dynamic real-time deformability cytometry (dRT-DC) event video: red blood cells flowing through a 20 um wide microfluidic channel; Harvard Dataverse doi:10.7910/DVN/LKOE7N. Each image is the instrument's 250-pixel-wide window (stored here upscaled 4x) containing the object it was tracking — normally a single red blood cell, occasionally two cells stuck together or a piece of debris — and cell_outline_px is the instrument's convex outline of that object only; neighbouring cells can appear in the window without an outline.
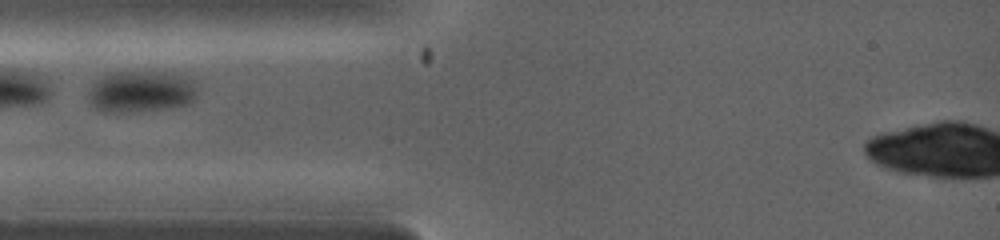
{"species": "common noctule bat (a hibernating species)", "species_latin": "Nyctalus noctula", "temperature_condition": "warm", "stored_images_in_passage": 1, "camera_frame_rate_fps": 5000, "um_per_image_px": 0.085, "animal": {"sex": "female", "body_mass_g": 19.0, "forearm_length_mm": 53.3}, "frame": {"image": 1, "passage_image": 1, "time_ms": 0.0, "image_size_px": [1000, 240], "cell_outline_px": [[200, 84], [196, 96], [192, 100], [184, 104], [164, 108], [120, 112], [104, 112], [96, 108], [92, 104], [88, 96], [88, 92], [92, 84], [100, 76], [108, 72], [172, 72], [184, 76]], "centroid_in_image_um": [11.99, 7.75], "position_along_channel_um": 73.0, "area_um2": 26.47}}